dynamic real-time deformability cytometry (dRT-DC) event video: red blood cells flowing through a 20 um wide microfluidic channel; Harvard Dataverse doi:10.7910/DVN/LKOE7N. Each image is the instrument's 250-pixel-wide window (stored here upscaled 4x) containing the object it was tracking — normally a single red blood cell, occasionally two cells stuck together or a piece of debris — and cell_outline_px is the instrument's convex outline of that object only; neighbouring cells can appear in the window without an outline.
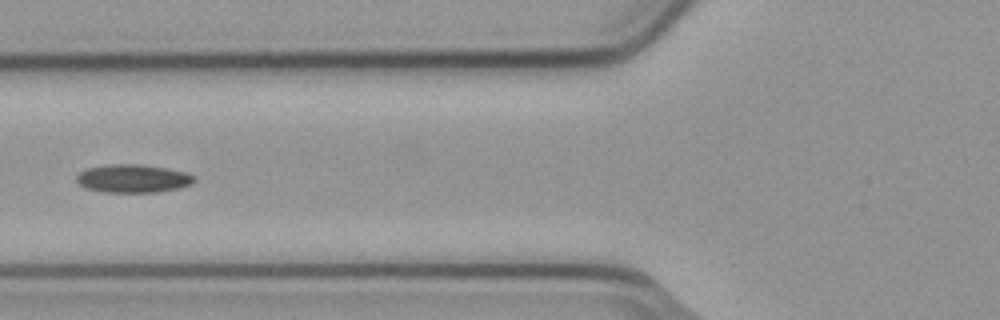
{"species": "common noctule bat (a hibernating species)", "species_latin": "Nyctalus noctula", "temperature_condition": "cold", "stored_images_in_passage": 6, "camera_frame_rate_fps": 3000, "um_per_image_px": 0.085, "animal": {"sex": "male", "body_mass_g": 23.1, "forearm_length_mm": 52.7}, "frame": {"image": 1, "passage_image": 5, "time_ms": 1.333, "image_size_px": [1000, 320], "cell_outline_px": [[196, 180], [192, 184], [180, 188], [156, 192], [104, 192], [84, 188], [76, 180], [76, 176], [80, 172], [88, 168], [108, 164], [140, 164], [168, 168], [188, 172], [196, 176]], "centroid_in_image_um": [11.35, 15.17], "position_along_channel_um": 114.5, "area_um2": 19.59}}
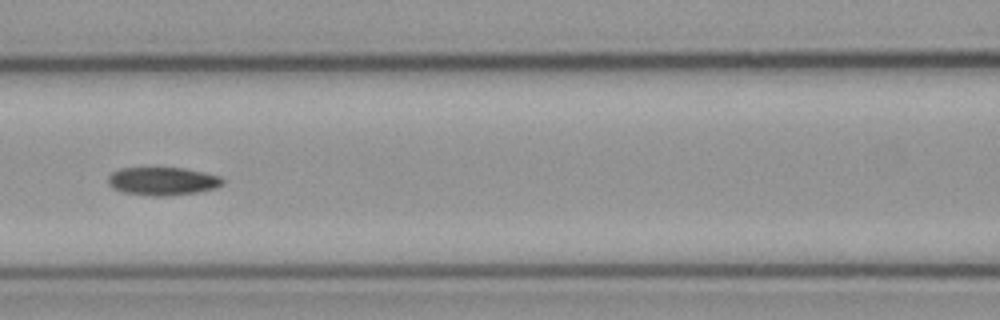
{"frame": {"image": 2, "passage_image": 6, "time_ms": 1.667, "image_size_px": [1000, 320], "cell_outline_px": [[224, 184], [216, 188], [196, 192], [168, 196], [152, 196], [124, 192], [112, 188], [108, 184], [108, 176], [112, 172], [120, 168], [184, 168], [204, 172], [220, 176], [224, 180]], "centroid_in_image_um": [13.83, 15.4], "position_along_channel_um": 152.8, "area_um2": 18.84}}